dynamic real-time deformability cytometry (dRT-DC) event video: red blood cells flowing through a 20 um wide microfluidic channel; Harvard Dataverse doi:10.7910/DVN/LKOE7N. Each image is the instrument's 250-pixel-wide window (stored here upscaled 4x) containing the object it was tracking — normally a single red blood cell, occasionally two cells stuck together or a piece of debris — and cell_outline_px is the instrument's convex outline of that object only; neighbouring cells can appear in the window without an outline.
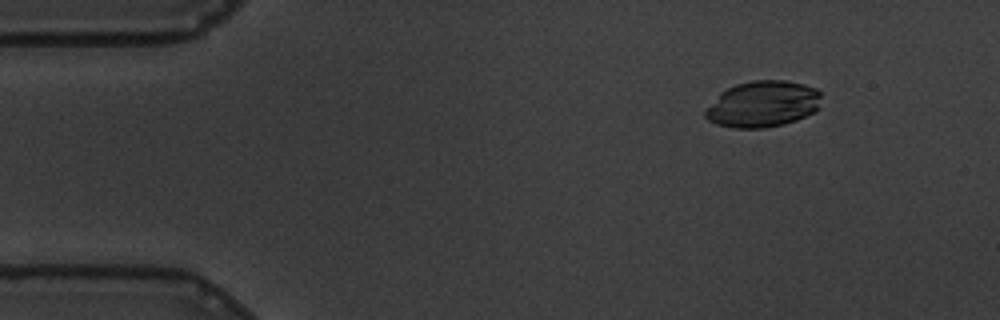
{"species": "common noctule bat (a hibernating species)", "species_latin": "Nyctalus noctula", "temperature_condition": "warm", "stored_images_in_passage": 58, "camera_frame_rate_fps": 3000, "um_per_image_px": 0.085, "animal": {"sex": "male", "body_mass_g": 19.5, "forearm_length_mm": 54.6}, "frame": {"image": 1, "passage_image": 7, "time_ms": 2.0, "image_size_px": [1000, 320], "cell_outline_px": [[820, 96], [816, 108], [812, 112], [796, 120], [784, 124], [764, 128], [732, 128], [716, 124], [708, 120], [704, 116], [704, 112], [720, 92], [736, 84], [752, 80], [784, 80], [804, 84], [816, 88], [820, 92]], "centroid_in_image_um": [64.8, 8.84], "position_along_channel_um": 20.2, "area_um2": 31.1}}
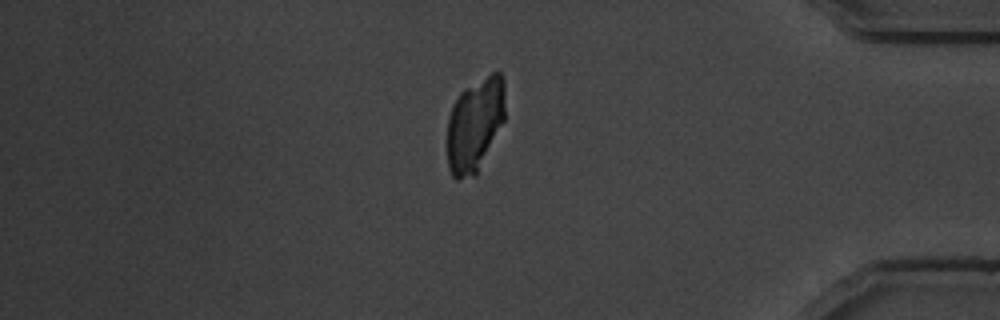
{"frame": {"image": 2, "passage_image": 49, "time_ms": 16.0, "image_size_px": [1000, 320], "cell_outline_px": [[504, 120], [476, 176], [456, 180], [452, 176], [448, 168], [448, 116], [460, 92], [492, 72], [500, 72], [504, 80]], "centroid_in_image_um": [40.36, 10.63], "position_along_channel_um": 394.8, "area_um2": 31.44}}
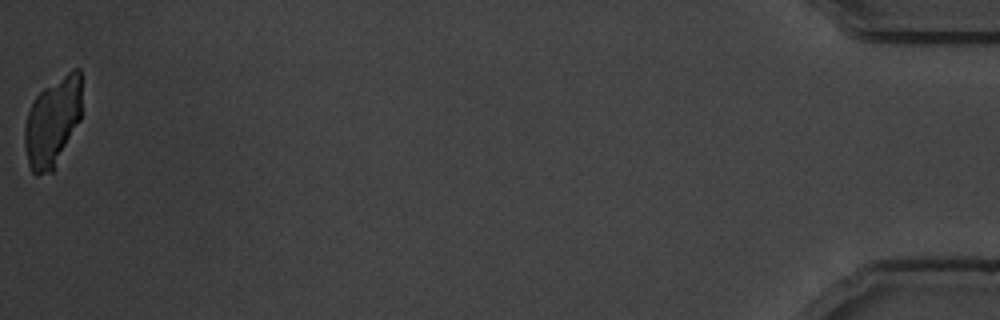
{"frame": {"image": 3, "passage_image": 58, "time_ms": 19.0, "image_size_px": [1000, 320], "cell_outline_px": [[80, 120], [52, 172], [36, 176], [32, 172], [28, 164], [24, 144], [24, 128], [28, 112], [36, 96], [44, 88], [72, 68], [80, 68]], "centroid_in_image_um": [4.45, 10.38], "position_along_channel_um": 430.8, "area_um2": 29.48}}